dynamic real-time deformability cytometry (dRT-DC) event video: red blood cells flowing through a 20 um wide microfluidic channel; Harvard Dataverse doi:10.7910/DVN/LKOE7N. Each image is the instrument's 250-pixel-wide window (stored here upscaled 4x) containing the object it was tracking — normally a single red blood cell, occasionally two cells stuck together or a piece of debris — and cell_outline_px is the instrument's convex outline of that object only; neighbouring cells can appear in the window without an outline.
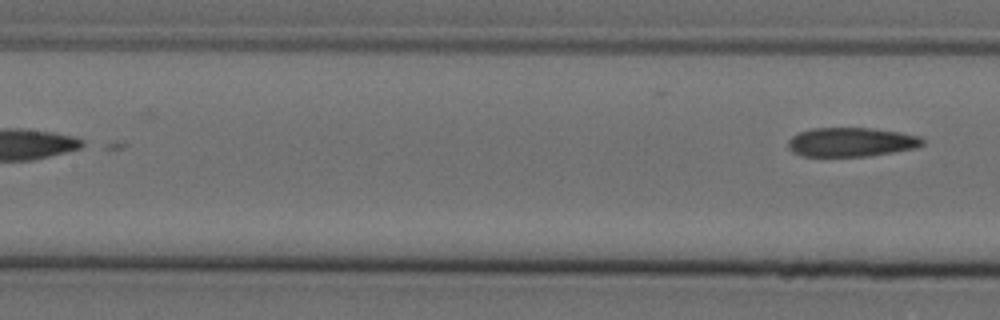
{"species": "Egyptian fruit bat (a non-hibernating species)", "species_latin": "Rousettus aegyptiacus", "temperature_condition": "cold", "stored_images_in_passage": 8, "camera_frame_rate_fps": 3000, "um_per_image_px": 0.085, "animal": {"sex": "female"}, "frame": {"image": 1, "passage_image": 8, "time_ms": 2.333, "image_size_px": [1000, 320], "cell_outline_px": [[924, 144], [916, 148], [868, 156], [800, 156], [792, 152], [788, 148], [788, 140], [792, 136], [800, 132], [812, 128], [872, 128], [900, 132], [920, 136], [924, 140]], "centroid_in_image_um": [72.35, 12.08], "position_along_channel_um": 135.1, "area_um2": 22.89}}